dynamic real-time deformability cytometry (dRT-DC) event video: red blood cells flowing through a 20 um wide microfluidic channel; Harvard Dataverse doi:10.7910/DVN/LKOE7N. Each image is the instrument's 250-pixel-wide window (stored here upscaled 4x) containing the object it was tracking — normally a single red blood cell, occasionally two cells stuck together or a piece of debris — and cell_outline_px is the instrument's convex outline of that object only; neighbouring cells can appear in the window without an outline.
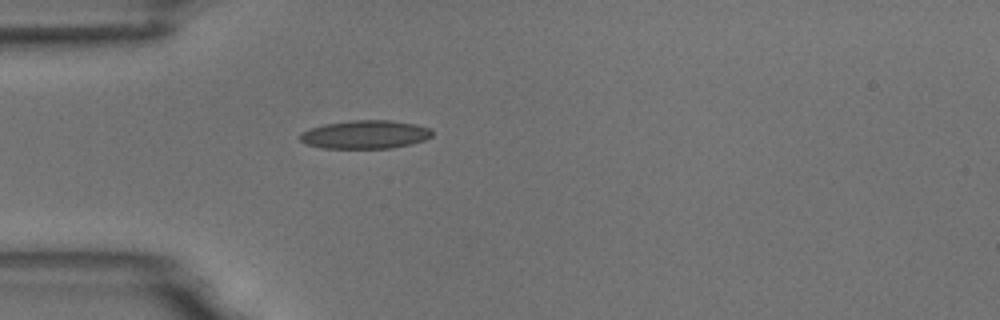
{"species": "common noctule bat (a hibernating species)", "species_latin": "Nyctalus noctula", "temperature_condition": "room temperature", "stored_images_in_passage": 1, "camera_frame_rate_fps": 3000, "um_per_image_px": 0.085, "animal": {"sex": "male", "body_mass_g": 18.8}, "frame": {"image": 1, "passage_image": 1, "time_ms": 0.0, "image_size_px": [1000, 320], "cell_outline_px": [[432, 136], [424, 140], [408, 144], [388, 148], [320, 148], [304, 144], [300, 140], [300, 132], [308, 128], [324, 124], [352, 120], [392, 120], [416, 124], [428, 128], [432, 132]], "centroid_in_image_um": [30.97, 11.43], "position_along_channel_um": 54.0, "area_um2": 21.91}}